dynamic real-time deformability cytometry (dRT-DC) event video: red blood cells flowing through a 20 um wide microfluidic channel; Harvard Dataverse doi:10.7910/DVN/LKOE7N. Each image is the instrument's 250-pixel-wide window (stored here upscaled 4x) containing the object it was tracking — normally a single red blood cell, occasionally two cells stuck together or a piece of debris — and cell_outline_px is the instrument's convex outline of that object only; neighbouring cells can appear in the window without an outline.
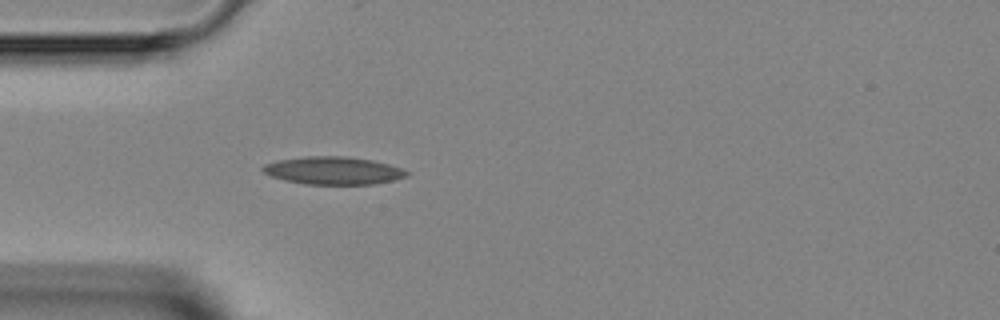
{"species": "Egyptian fruit bat (a non-hibernating species)", "species_latin": "Rousettus aegyptiacus", "temperature_condition": "room temperature", "stored_images_in_passage": 2, "camera_frame_rate_fps": 3000, "um_per_image_px": 0.085, "animal": {"sex": "female"}, "frame": {"image": 1, "passage_image": 2, "time_ms": 1.333, "image_size_px": [1000, 320], "cell_outline_px": [[408, 176], [392, 180], [372, 184], [304, 184], [284, 180], [272, 176], [264, 172], [260, 168], [264, 164], [280, 160], [304, 156], [348, 156], [372, 160], [388, 164], [400, 168], [408, 172]], "centroid_in_image_um": [28.3, 14.49], "position_along_channel_um": 56.7, "area_um2": 23.12}}